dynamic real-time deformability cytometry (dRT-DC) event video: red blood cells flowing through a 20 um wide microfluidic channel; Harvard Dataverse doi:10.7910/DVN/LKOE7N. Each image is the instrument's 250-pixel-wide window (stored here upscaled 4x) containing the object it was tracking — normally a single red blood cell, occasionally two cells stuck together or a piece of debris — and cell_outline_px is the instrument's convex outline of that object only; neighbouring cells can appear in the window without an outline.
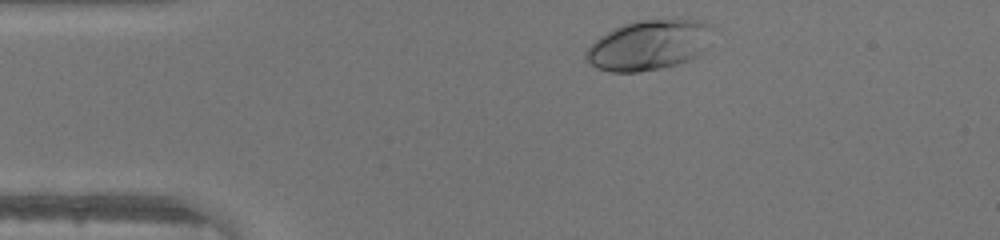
{"species": "human", "species_latin": "Homo sapiens", "temperature_condition": "warm", "stored_images_in_passage": 31, "camera_frame_rate_fps": 3000, "um_per_image_px": 0.085, "donor": {"sex": "male"}, "frame": {"image": 1, "passage_image": 2, "time_ms": 0.333, "image_size_px": [1000, 240], "cell_outline_px": [[712, 28], [704, 48], [692, 60], [680, 64], [640, 72], [612, 72], [596, 68], [588, 60], [584, 52], [600, 36], [624, 24], [640, 20], [700, 20], [712, 24]], "centroid_in_image_um": [55.15, 3.84], "position_along_channel_um": 29.8, "area_um2": 36.47}}
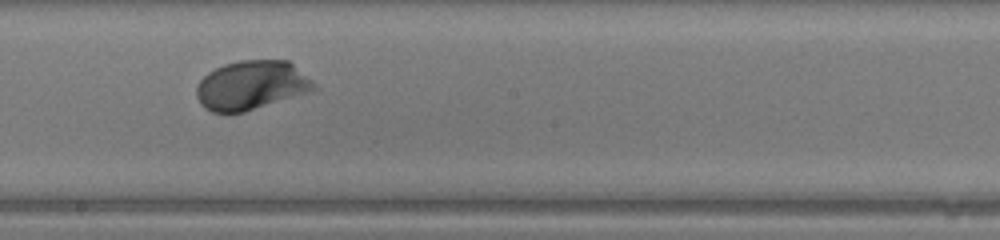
{"frame": {"image": 2, "passage_image": 19, "time_ms": 6.0, "image_size_px": [1000, 240], "cell_outline_px": [[320, 88], [308, 92], [244, 112], [212, 112], [204, 108], [200, 104], [196, 96], [196, 88], [200, 80], [208, 72], [224, 64], [240, 60], [288, 60], [312, 80]], "centroid_in_image_um": [21.36, 7.24], "position_along_channel_um": 226.8, "area_um2": 33.52}}
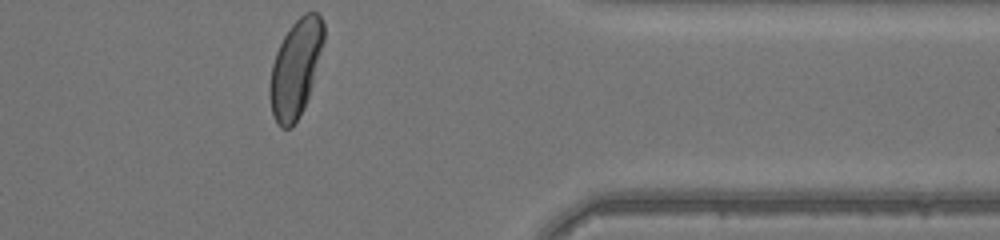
{"frame": {"image": 3, "passage_image": 31, "time_ms": 10.0, "image_size_px": [1000, 240], "cell_outline_px": [[324, 40], [312, 84], [304, 108], [292, 128], [280, 128], [272, 116], [268, 96], [268, 84], [272, 64], [276, 52], [284, 36], [292, 24], [304, 12], [316, 12], [320, 16], [324, 24]], "centroid_in_image_um": [25.09, 5.84], "position_along_channel_um": 386.3, "area_um2": 30.69}}